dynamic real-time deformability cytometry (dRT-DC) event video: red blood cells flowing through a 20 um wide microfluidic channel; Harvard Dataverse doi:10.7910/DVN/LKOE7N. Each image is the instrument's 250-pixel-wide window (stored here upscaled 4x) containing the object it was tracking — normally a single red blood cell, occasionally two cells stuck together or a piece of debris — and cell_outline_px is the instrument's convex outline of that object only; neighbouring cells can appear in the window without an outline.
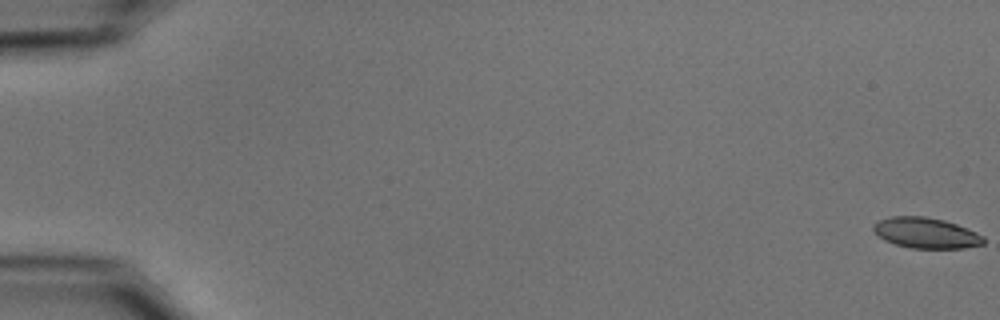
{"species": "common noctule bat (a hibernating species)", "species_latin": "Nyctalus noctula", "temperature_condition": "cold", "stored_images_in_passage": 26, "camera_frame_rate_fps": 3000, "um_per_image_px": 0.085, "animal": {"sex": "male", "body_mass_g": 15.6}, "frame": {"image": 1, "passage_image": 1, "time_ms": 0.0, "image_size_px": [1000, 320], "cell_outline_px": [[984, 244], [964, 248], [912, 248], [896, 244], [884, 240], [872, 228], [872, 224], [880, 220], [892, 216], [924, 216], [944, 220], [956, 224], [976, 232], [984, 236]], "centroid_in_image_um": [78.72, 19.8], "position_along_channel_um": 6.3, "area_um2": 19.54}}
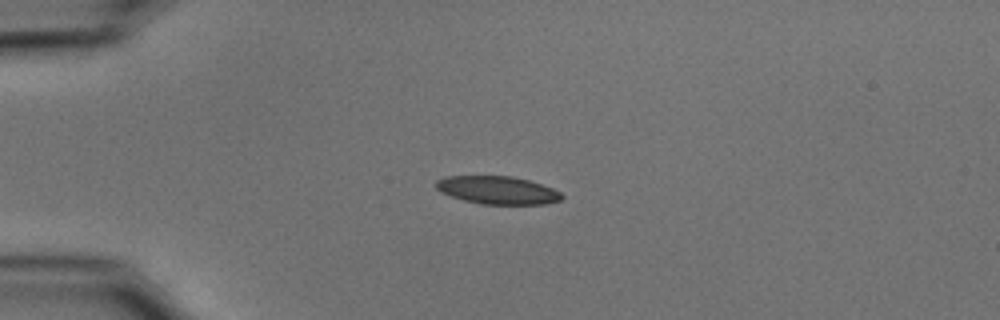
{"frame": {"image": 2, "passage_image": 15, "time_ms": 4.667, "image_size_px": [1000, 320], "cell_outline_px": [[564, 196], [560, 200], [544, 204], [480, 204], [464, 200], [440, 192], [436, 188], [436, 180], [444, 176], [512, 176], [528, 180], [552, 188], [560, 192]], "centroid_in_image_um": [42.27, 16.16], "position_along_channel_um": 42.7, "area_um2": 20.4}}
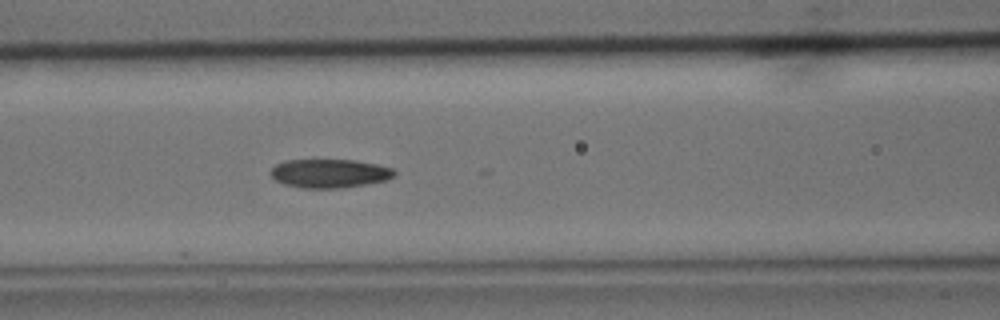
{"frame": {"image": 3, "passage_image": 25, "time_ms": 8.0, "image_size_px": [1000, 320], "cell_outline_px": [[396, 176], [384, 180], [364, 184], [340, 188], [304, 188], [284, 184], [276, 180], [268, 172], [276, 164], [284, 160], [356, 160], [376, 164], [392, 168], [396, 172]], "centroid_in_image_um": [27.99, 14.73], "position_along_channel_um": 138.6, "area_um2": 20.63}}